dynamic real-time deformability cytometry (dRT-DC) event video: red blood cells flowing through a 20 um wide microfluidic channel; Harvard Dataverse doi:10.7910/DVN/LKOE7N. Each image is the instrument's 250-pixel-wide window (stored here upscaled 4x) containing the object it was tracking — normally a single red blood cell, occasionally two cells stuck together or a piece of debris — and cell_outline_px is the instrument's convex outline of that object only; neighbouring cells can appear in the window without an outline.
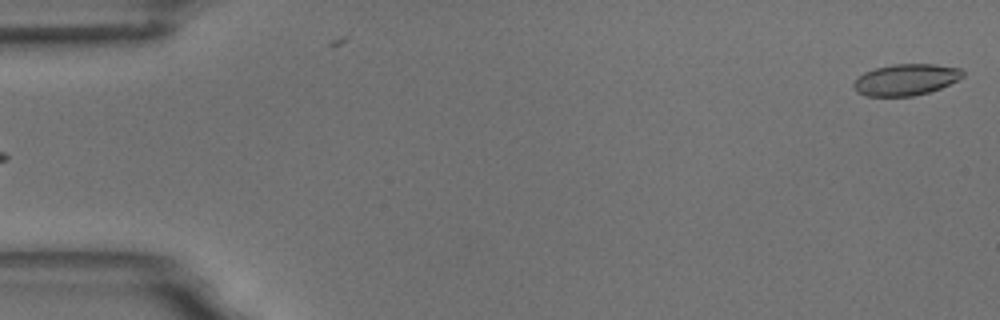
{"species": "common noctule bat (a hibernating species)", "species_latin": "Nyctalus noctula", "temperature_condition": "room temperature", "stored_images_in_passage": 5, "segment_of_instrument_passage": [2, 2], "camera_frame_rate_fps": 3000, "um_per_image_px": 0.085, "animal": {"sex": "male", "body_mass_g": 18.8}, "frame": {"image": 1, "passage_image": 5, "time_ms": 4.667, "image_size_px": [1000, 320], "cell_outline_px": [[964, 76], [940, 88], [928, 92], [912, 96], [868, 96], [856, 92], [852, 84], [864, 72], [876, 68], [892, 64], [936, 64], [960, 68], [964, 72]], "centroid_in_image_um": [76.99, 6.76], "position_along_channel_um": 8.0, "area_um2": 19.83}}